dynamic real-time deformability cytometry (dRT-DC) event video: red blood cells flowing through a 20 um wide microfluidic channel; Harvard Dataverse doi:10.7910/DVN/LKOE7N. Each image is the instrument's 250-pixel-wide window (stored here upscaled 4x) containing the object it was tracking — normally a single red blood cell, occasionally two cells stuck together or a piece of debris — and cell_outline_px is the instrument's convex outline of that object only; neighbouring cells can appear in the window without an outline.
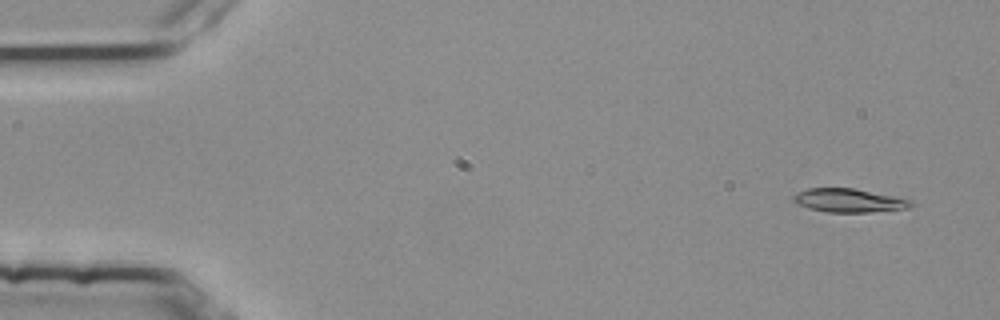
{"species": "common noctule bat (a hibernating species)", "species_latin": "Nyctalus noctula", "temperature_condition": "room temperature", "stored_images_in_passage": 3, "camera_frame_rate_fps": 3000, "um_per_image_px": 0.085, "animal": {"sex": "female", "body_mass_g": 25.1}, "frame": {"image": 1, "passage_image": 1, "time_ms": 0.0, "image_size_px": [1000, 320], "cell_outline_px": [[912, 204], [908, 208], [868, 212], [828, 212], [808, 208], [796, 204], [792, 200], [792, 196], [796, 192], [808, 188], [852, 188], [912, 200]], "centroid_in_image_um": [72.07, 17.04], "position_along_channel_um": 12.9, "area_um2": 16.01}}
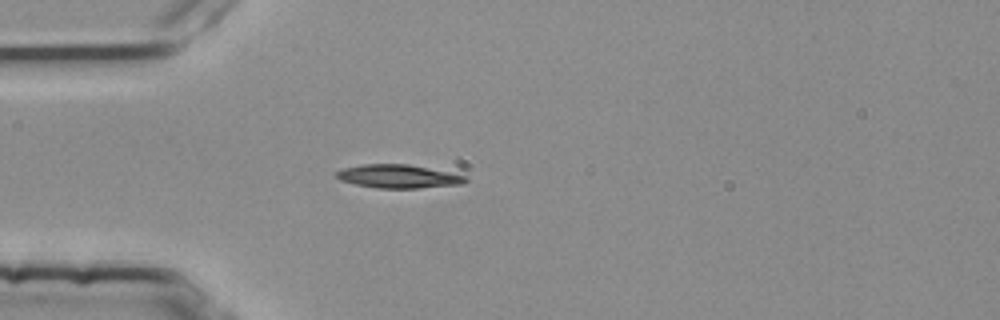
{"frame": {"image": 2, "passage_image": 3, "time_ms": 0.667, "image_size_px": [1000, 320], "cell_outline_px": [[468, 180], [464, 184], [420, 188], [376, 188], [356, 184], [340, 180], [332, 176], [336, 172], [344, 168], [360, 164], [408, 164], [468, 176]], "centroid_in_image_um": [33.85, 14.99], "position_along_channel_um": 51.1, "area_um2": 17.74}}